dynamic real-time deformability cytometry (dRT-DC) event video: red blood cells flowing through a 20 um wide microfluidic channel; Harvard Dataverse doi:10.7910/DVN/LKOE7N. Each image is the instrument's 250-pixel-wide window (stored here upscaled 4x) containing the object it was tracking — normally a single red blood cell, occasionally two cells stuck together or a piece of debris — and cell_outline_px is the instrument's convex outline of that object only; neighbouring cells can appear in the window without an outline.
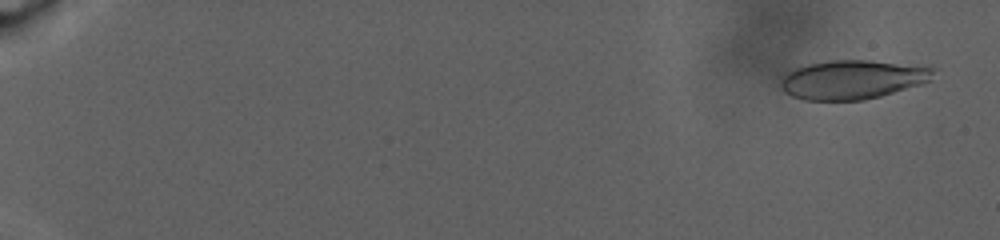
{"species": "human", "species_latin": "Homo sapiens", "temperature_condition": "warm", "stored_images_in_passage": 88, "camera_frame_rate_fps": 3000, "um_per_image_px": 0.085, "donor": {"sex": "male"}, "frame": {"image": 1, "passage_image": 4, "time_ms": 1.0, "image_size_px": [1000, 240], "cell_outline_px": [[940, 68], [932, 80], [920, 84], [880, 96], [864, 100], [804, 100], [792, 96], [784, 92], [780, 88], [780, 80], [784, 72], [792, 68], [808, 64], [828, 60], [868, 60], [932, 64]], "centroid_in_image_um": [72.56, 6.72], "position_along_channel_um": 12.4, "area_um2": 35.95}}
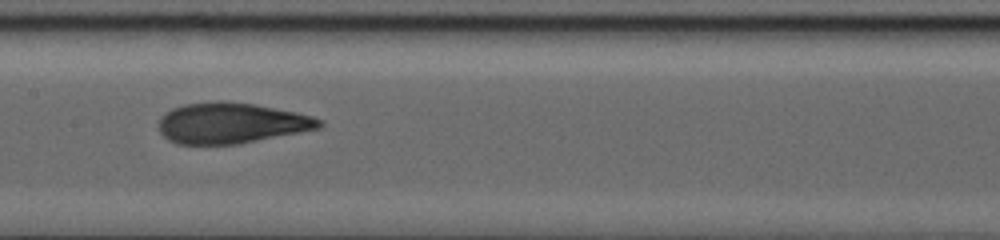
{"frame": {"image": 2, "passage_image": 50, "time_ms": 16.333, "image_size_px": [1000, 240], "cell_outline_px": [[324, 124], [320, 128], [240, 144], [176, 144], [168, 140], [160, 132], [160, 116], [164, 112], [172, 108], [184, 104], [216, 100], [228, 100], [256, 104], [296, 112], [312, 116], [320, 120]], "centroid_in_image_um": [19.64, 10.45], "position_along_channel_um": 187.8, "area_um2": 38.44}}
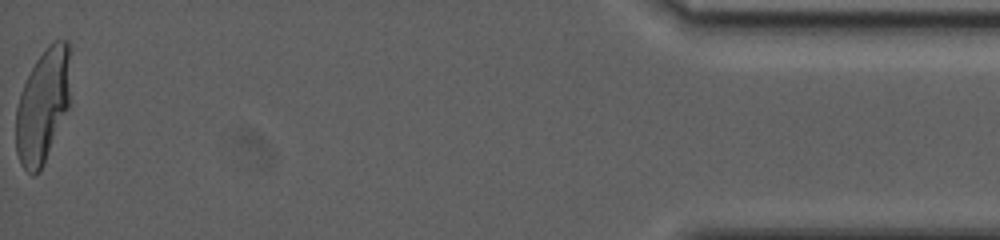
{"frame": {"image": 3, "passage_image": 88, "time_ms": 29.0, "image_size_px": [1000, 240], "cell_outline_px": [[68, 108], [40, 172], [32, 176], [20, 164], [16, 152], [16, 108], [20, 92], [36, 60], [48, 44], [56, 40], [68, 40]], "centroid_in_image_um": [3.59, 9.03], "position_along_channel_um": 431.6, "area_um2": 35.6}, "authors_computed_cell_mechanics": {"area_um2": 36.7319, "velocity_mm_per_s": 2.5159, "shape_relaxation_time_tau1_ms": null, "shape_relaxation_time_tau2_ms": 1.6129, "deformation_change_tau1": null, "deformation_change_tau2": 0.0779}}